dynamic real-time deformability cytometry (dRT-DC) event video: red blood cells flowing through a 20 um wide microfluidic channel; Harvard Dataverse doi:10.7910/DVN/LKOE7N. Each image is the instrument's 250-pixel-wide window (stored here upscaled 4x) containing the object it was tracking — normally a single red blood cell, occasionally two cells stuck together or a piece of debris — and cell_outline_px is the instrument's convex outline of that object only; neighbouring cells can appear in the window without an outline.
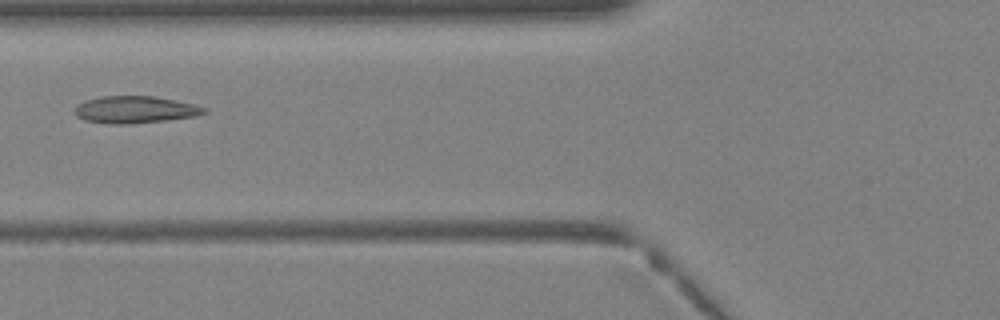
{"species": "Egyptian fruit bat (a non-hibernating species)", "species_latin": "Rousettus aegyptiacus", "temperature_condition": "warm", "stored_images_in_passage": 23, "camera_frame_rate_fps": 3000, "um_per_image_px": 0.085, "animal": {"sex": "female"}, "frame": {"image": 1, "passage_image": 3, "time_ms": 0.667, "image_size_px": [1000, 320], "cell_outline_px": [[208, 112], [196, 116], [164, 120], [128, 124], [112, 124], [84, 120], [76, 116], [76, 104], [84, 100], [104, 96], [152, 96], [176, 100], [196, 104], [208, 108]], "centroid_in_image_um": [11.51, 9.31], "position_along_channel_um": 114.3, "area_um2": 20.46}}
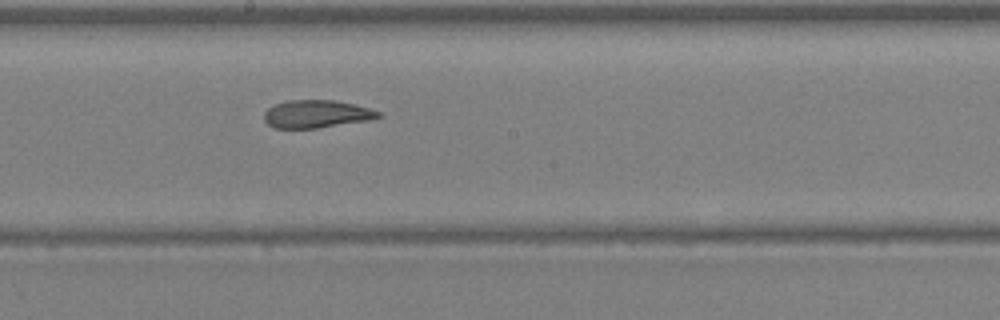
{"frame": {"image": 2, "passage_image": 9, "time_ms": 2.667, "image_size_px": [1000, 320], "cell_outline_px": [[384, 116], [372, 120], [316, 128], [276, 128], [268, 124], [264, 120], [264, 112], [268, 108], [276, 104], [288, 100], [336, 100], [356, 104], [384, 112]], "centroid_in_image_um": [26.99, 9.68], "position_along_channel_um": 221.2, "area_um2": 18.79}}
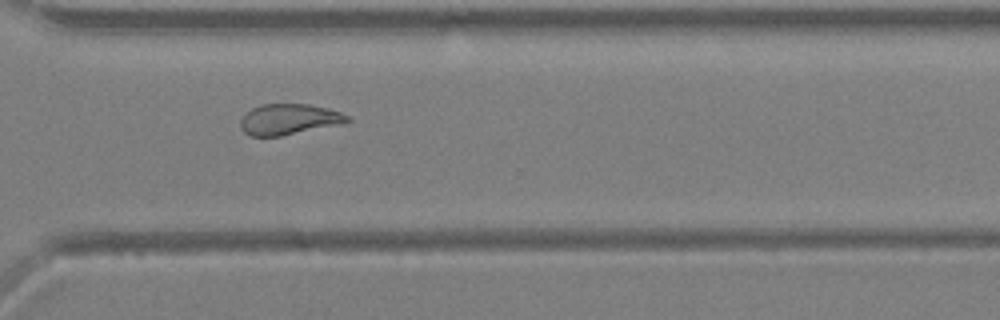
{"frame": {"image": 3, "passage_image": 16, "time_ms": 5.0, "image_size_px": [1000, 320], "cell_outline_px": [[352, 120], [280, 136], [252, 136], [244, 132], [240, 128], [240, 120], [252, 108], [260, 104], [308, 104], [328, 108], [352, 116]], "centroid_in_image_um": [24.53, 10.12], "position_along_channel_um": 346.1, "area_um2": 18.79}}